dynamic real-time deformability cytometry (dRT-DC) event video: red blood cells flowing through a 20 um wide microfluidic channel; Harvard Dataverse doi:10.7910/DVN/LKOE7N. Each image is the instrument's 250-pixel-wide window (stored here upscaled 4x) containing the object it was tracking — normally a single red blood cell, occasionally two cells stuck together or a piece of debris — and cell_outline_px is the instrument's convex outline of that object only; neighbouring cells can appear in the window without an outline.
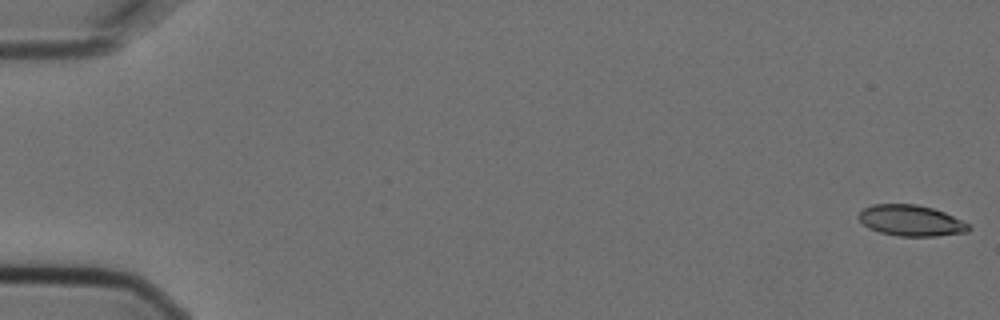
{"species": "Egyptian fruit bat (a non-hibernating species)", "species_latin": "Rousettus aegyptiacus", "temperature_condition": "cold", "stored_images_in_passage": 7, "camera_frame_rate_fps": 3000, "um_per_image_px": 0.085, "animal": {"sex": "female"}, "frame": {"image": 1, "passage_image": 1, "time_ms": 0.0, "image_size_px": [1000, 320], "cell_outline_px": [[972, 228], [968, 232], [936, 236], [900, 236], [880, 232], [868, 228], [856, 216], [864, 208], [872, 204], [916, 204], [932, 208], [944, 212], [968, 224]], "centroid_in_image_um": [77.42, 18.75], "position_along_channel_um": 7.6, "area_um2": 19.77}}
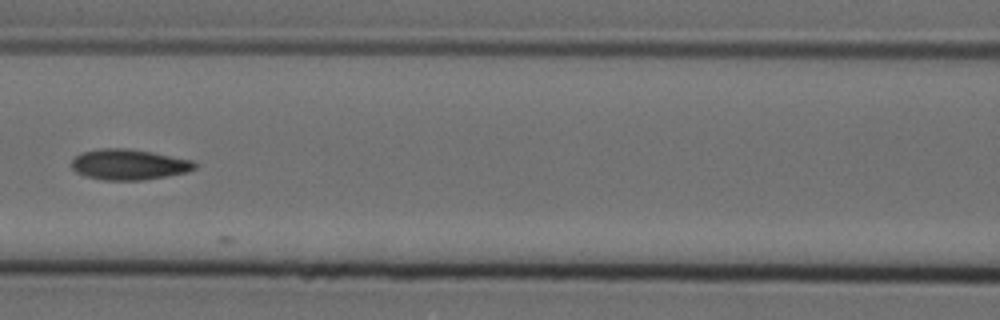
{"frame": {"image": 2, "passage_image": 7, "time_ms": 2.0, "image_size_px": [1000, 320], "cell_outline_px": [[196, 168], [188, 172], [144, 180], [104, 180], [84, 176], [76, 172], [72, 168], [72, 160], [80, 152], [100, 148], [128, 148], [152, 152], [192, 160], [196, 164]], "centroid_in_image_um": [10.94, 13.98], "position_along_channel_um": 155.7, "area_um2": 22.08}}